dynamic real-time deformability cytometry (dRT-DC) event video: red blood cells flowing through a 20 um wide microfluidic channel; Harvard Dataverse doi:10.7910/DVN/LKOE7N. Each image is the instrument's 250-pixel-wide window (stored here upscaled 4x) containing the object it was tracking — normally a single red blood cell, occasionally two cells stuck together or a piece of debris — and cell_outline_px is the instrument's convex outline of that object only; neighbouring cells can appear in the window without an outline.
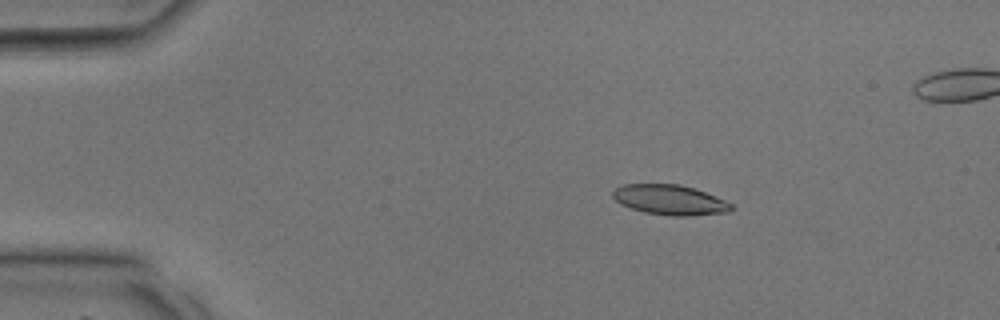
{"species": "common noctule bat (a hibernating species)", "species_latin": "Nyctalus noctula", "temperature_condition": "room temperature", "stored_images_in_passage": 33, "camera_frame_rate_fps": 3000, "um_per_image_px": 0.085, "animal": {"sex": "male", "body_mass_g": 17.9, "forearm_length_mm": 54.2}, "frame": {"image": 1, "passage_image": 1, "time_ms": 0.0, "image_size_px": [1000, 320], "cell_outline_px": [[736, 208], [728, 212], [692, 216], [668, 216], [644, 212], [620, 204], [612, 196], [612, 192], [616, 188], [624, 184], [680, 184], [716, 196], [732, 204]], "centroid_in_image_um": [56.96, 17.0], "position_along_channel_um": 28.0, "area_um2": 20.81}}
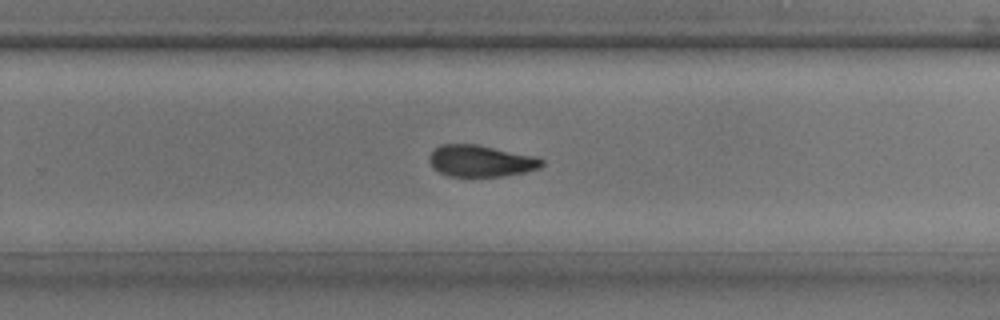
{"frame": {"image": 2, "passage_image": 19, "time_ms": 6.0, "image_size_px": [1000, 320], "cell_outline_px": [[544, 164], [540, 168], [524, 172], [500, 176], [448, 176], [440, 172], [428, 160], [428, 156], [432, 148], [440, 144], [476, 144], [536, 156], [544, 160]], "centroid_in_image_um": [40.86, 13.66], "position_along_channel_um": 288.9, "area_um2": 20.75}}
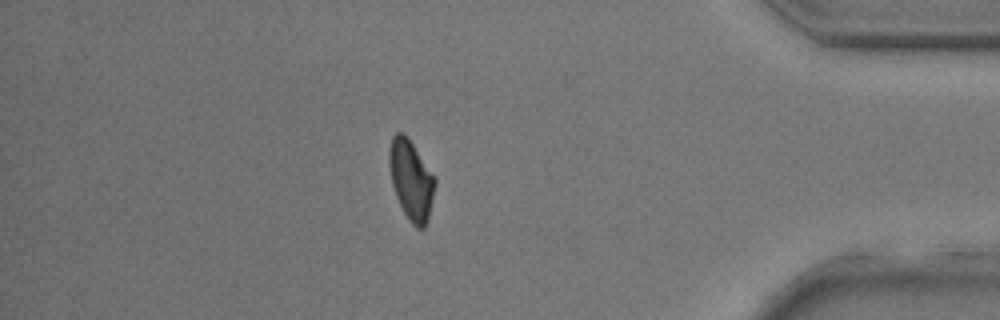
{"frame": {"image": 3, "passage_image": 27, "time_ms": 8.667, "image_size_px": [1000, 320], "cell_outline_px": [[436, 184], [428, 220], [424, 228], [416, 228], [408, 220], [396, 196], [392, 184], [388, 164], [388, 148], [392, 136], [396, 132], [404, 132], [408, 136], [436, 176]], "centroid_in_image_um": [34.95, 15.25], "position_along_channel_um": 400.3, "area_um2": 21.79}}